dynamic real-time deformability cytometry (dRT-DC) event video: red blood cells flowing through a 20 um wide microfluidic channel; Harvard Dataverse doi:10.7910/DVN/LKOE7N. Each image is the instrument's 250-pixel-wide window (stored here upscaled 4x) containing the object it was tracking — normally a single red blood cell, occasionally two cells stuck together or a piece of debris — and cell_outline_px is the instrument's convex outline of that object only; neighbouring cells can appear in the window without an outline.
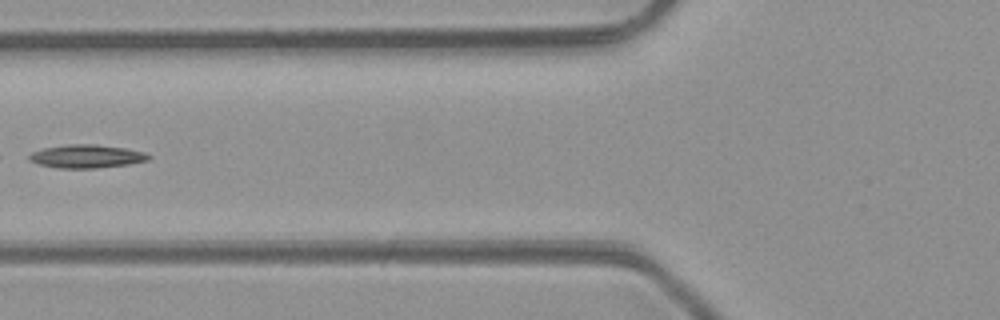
{"species": "common noctule bat (a hibernating species)", "species_latin": "Nyctalus noctula", "temperature_condition": "room temperature", "stored_images_in_passage": 4, "camera_frame_rate_fps": 3000, "um_per_image_px": 0.085, "animal": {"sex": "male", "body_mass_g": 23.1, "forearm_length_mm": 52.7}, "frame": {"image": 1, "passage_image": 4, "time_ms": 3.667, "image_size_px": [1000, 320], "cell_outline_px": [[152, 156], [148, 160], [128, 164], [96, 168], [60, 168], [40, 164], [28, 160], [28, 156], [32, 152], [44, 148], [68, 144], [96, 144], [124, 148], [144, 152]], "centroid_in_image_um": [7.36, 13.28], "position_along_channel_um": 118.4, "area_um2": 16.07}}